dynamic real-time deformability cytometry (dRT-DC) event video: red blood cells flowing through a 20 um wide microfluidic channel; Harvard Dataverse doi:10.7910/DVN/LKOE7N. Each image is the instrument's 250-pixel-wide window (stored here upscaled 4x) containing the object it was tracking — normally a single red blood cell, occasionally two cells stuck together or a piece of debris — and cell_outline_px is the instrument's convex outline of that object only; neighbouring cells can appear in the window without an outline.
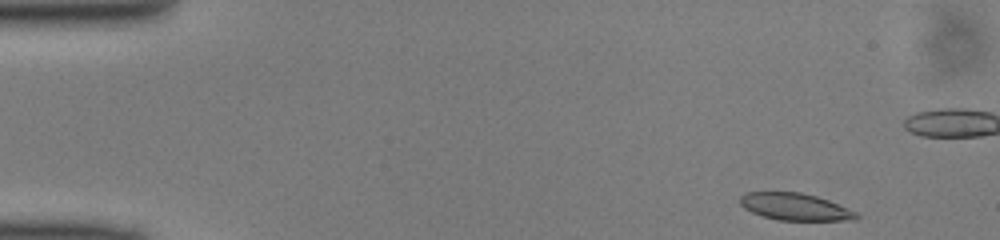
{"species": "common noctule bat (a hibernating species)", "species_latin": "Nyctalus noctula", "temperature_condition": "cold", "stored_images_in_passage": 48, "camera_frame_rate_fps": 3000, "um_per_image_px": 0.085, "animal": {"sex": "male", "body_mass_g": 13.0, "forearm_length_mm": 53.1}, "frame": {"image": 1, "passage_image": 2, "time_ms": 0.333, "image_size_px": [1000, 240], "cell_outline_px": [[860, 216], [856, 220], [780, 220], [764, 216], [752, 212], [744, 208], [740, 204], [740, 196], [748, 192], [800, 192], [816, 196], [828, 200], [856, 212]], "centroid_in_image_um": [67.58, 17.57], "position_along_channel_um": 17.4, "area_um2": 18.15}}
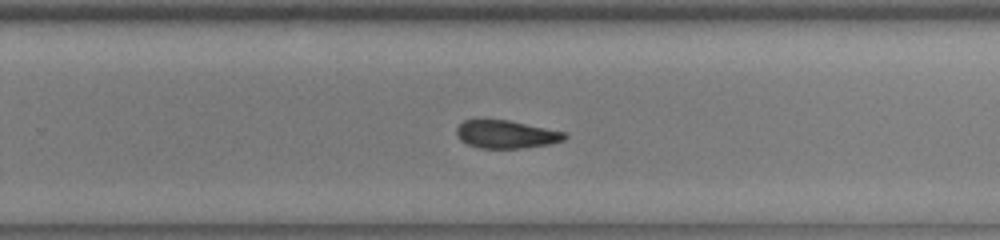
{"frame": {"image": 2, "passage_image": 29, "time_ms": 9.333, "image_size_px": [1000, 240], "cell_outline_px": [[568, 136], [564, 140], [548, 144], [524, 148], [480, 148], [468, 144], [460, 140], [456, 136], [456, 128], [464, 120], [508, 120], [568, 132]], "centroid_in_image_um": [43.05, 11.42], "position_along_channel_um": 286.8, "area_um2": 17.69}}
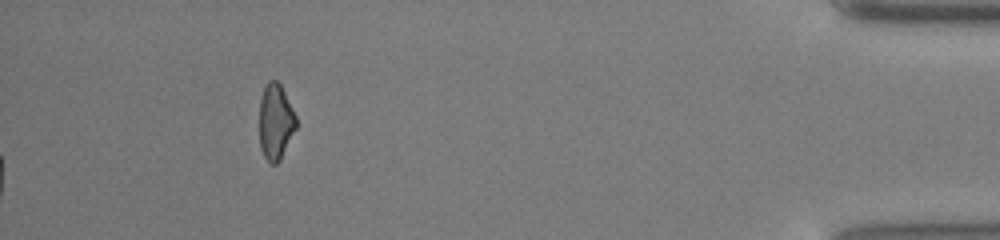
{"frame": {"image": 3, "passage_image": 48, "time_ms": 15.667, "image_size_px": [1000, 240], "cell_outline_px": [[296, 128], [280, 160], [276, 164], [272, 164], [264, 156], [260, 148], [260, 100], [264, 88], [268, 80], [276, 80], [280, 84], [296, 116]], "centroid_in_image_um": [23.42, 10.35], "position_along_channel_um": 411.8, "area_um2": 16.01}}